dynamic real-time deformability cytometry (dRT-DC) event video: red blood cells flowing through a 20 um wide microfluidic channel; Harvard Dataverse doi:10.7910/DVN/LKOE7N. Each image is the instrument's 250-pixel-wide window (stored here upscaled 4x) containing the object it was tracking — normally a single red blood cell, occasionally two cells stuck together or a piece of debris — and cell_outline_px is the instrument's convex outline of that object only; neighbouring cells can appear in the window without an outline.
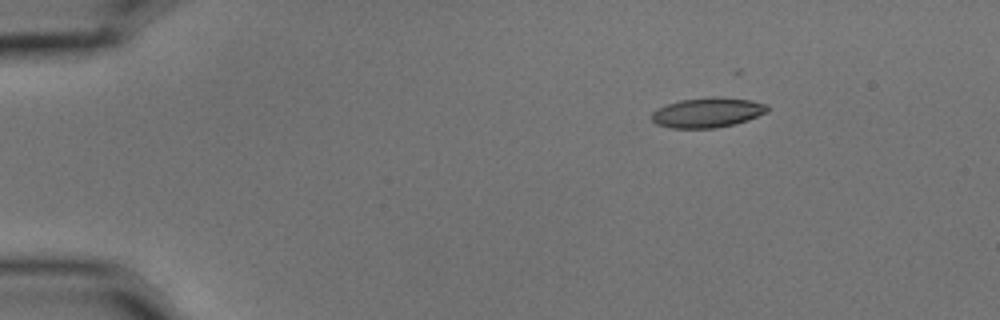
{"species": "common noctule bat (a hibernating species)", "species_latin": "Nyctalus noctula", "temperature_condition": "cold", "stored_images_in_passage": 5, "camera_frame_rate_fps": 3000, "um_per_image_px": 0.085, "animal": {"sex": "male", "body_mass_g": 15.6}, "frame": {"image": 1, "passage_image": 1, "time_ms": 0.0, "image_size_px": [1000, 320], "cell_outline_px": [[768, 112], [748, 120], [736, 124], [716, 128], [668, 128], [656, 124], [652, 120], [652, 112], [656, 108], [680, 100], [712, 96], [716, 96], [752, 100], [768, 104]], "centroid_in_image_um": [60.15, 9.56], "position_along_channel_um": 24.8, "area_um2": 20.46}}
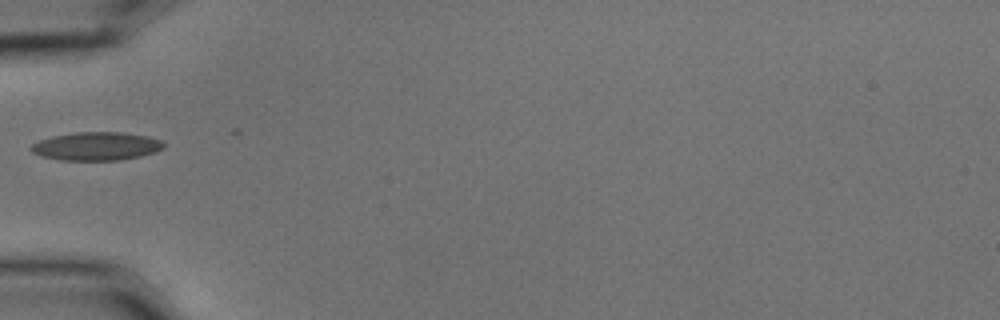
{"frame": {"image": 2, "passage_image": 4, "time_ms": 1.0, "image_size_px": [1000, 320], "cell_outline_px": [[164, 148], [156, 152], [140, 156], [120, 160], [60, 160], [40, 156], [32, 152], [28, 148], [32, 144], [40, 140], [52, 136], [76, 132], [124, 132], [148, 136], [164, 140]], "centroid_in_image_um": [8.21, 12.42], "position_along_channel_um": 76.8, "area_um2": 22.14}}